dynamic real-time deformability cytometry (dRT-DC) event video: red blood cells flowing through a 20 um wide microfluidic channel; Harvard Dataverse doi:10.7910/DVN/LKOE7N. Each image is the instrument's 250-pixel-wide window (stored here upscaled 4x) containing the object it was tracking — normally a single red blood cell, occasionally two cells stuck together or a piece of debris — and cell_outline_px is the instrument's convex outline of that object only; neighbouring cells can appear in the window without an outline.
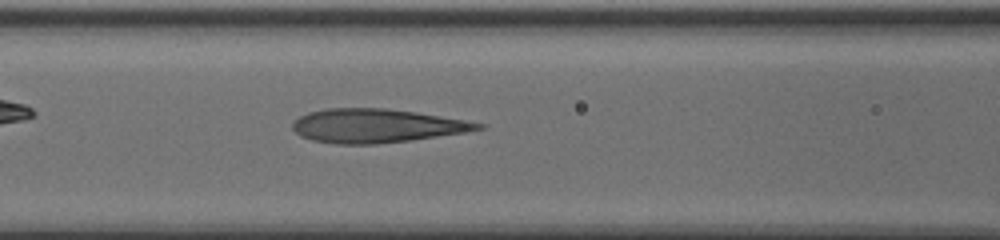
{"species": "human", "species_latin": "Homo sapiens", "temperature_condition": "cold", "stored_images_in_passage": 50, "camera_frame_rate_fps": 3000, "um_per_image_px": 0.085, "donor": {"sex": "male"}, "frame": {"image": 1, "passage_image": 26, "time_ms": 8.333, "image_size_px": [1000, 240], "cell_outline_px": [[488, 124], [484, 128], [464, 132], [408, 140], [376, 144], [336, 144], [312, 140], [300, 136], [292, 128], [292, 124], [300, 116], [308, 112], [328, 108], [388, 108], [416, 112]], "centroid_in_image_um": [31.97, 10.68], "position_along_channel_um": 134.6, "area_um2": 36.24}}
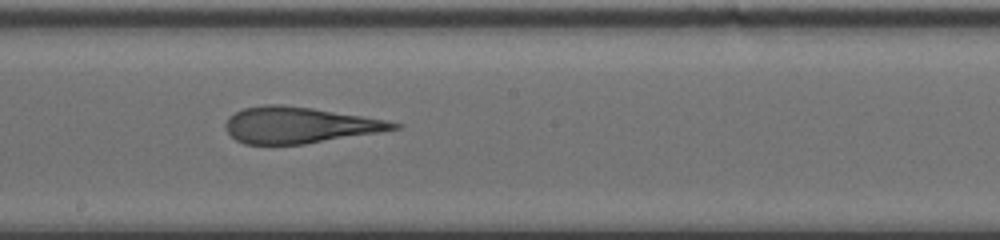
{"frame": {"image": 2, "passage_image": 33, "time_ms": 10.667, "image_size_px": [1000, 240], "cell_outline_px": [[400, 128], [304, 144], [244, 144], [236, 140], [228, 132], [224, 124], [228, 116], [244, 108], [264, 104], [280, 104], [312, 108], [384, 120], [400, 124]], "centroid_in_image_um": [25.34, 10.63], "position_along_channel_um": 222.9, "area_um2": 34.85}}
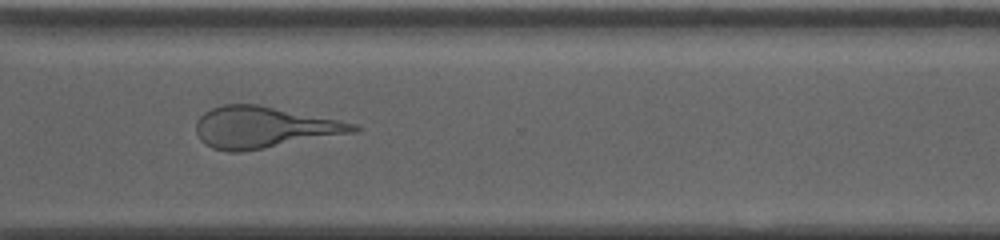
{"frame": {"image": 3, "passage_image": 43, "time_ms": 14.0, "image_size_px": [1000, 240], "cell_outline_px": [[360, 128], [356, 132], [240, 152], [228, 152], [212, 148], [204, 144], [200, 140], [196, 132], [196, 120], [204, 112], [212, 108], [224, 104], [256, 104], [356, 124]], "centroid_in_image_um": [22.34, 10.83], "position_along_channel_um": 348.3, "area_um2": 37.45}}